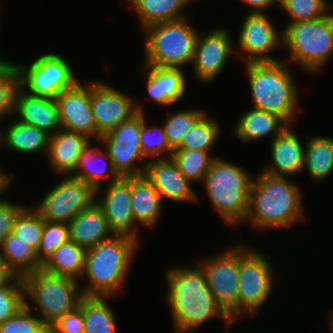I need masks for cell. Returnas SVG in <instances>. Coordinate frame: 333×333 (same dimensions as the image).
Wrapping results in <instances>:
<instances>
[{
	"mask_svg": "<svg viewBox=\"0 0 333 333\" xmlns=\"http://www.w3.org/2000/svg\"><path fill=\"white\" fill-rule=\"evenodd\" d=\"M160 124L149 125L145 112V122L141 127L140 142L143 155L148 161L171 157L174 151L167 142L163 124Z\"/></svg>",
	"mask_w": 333,
	"mask_h": 333,
	"instance_id": "obj_39",
	"label": "cell"
},
{
	"mask_svg": "<svg viewBox=\"0 0 333 333\" xmlns=\"http://www.w3.org/2000/svg\"><path fill=\"white\" fill-rule=\"evenodd\" d=\"M92 141L82 152L78 166L72 176L89 184L95 191L121 177L114 170L111 158L99 142ZM95 144V145H94ZM105 181V182H104Z\"/></svg>",
	"mask_w": 333,
	"mask_h": 333,
	"instance_id": "obj_27",
	"label": "cell"
},
{
	"mask_svg": "<svg viewBox=\"0 0 333 333\" xmlns=\"http://www.w3.org/2000/svg\"><path fill=\"white\" fill-rule=\"evenodd\" d=\"M330 312H328L329 314H327V321H328V326H329V330L333 333V310H329Z\"/></svg>",
	"mask_w": 333,
	"mask_h": 333,
	"instance_id": "obj_51",
	"label": "cell"
},
{
	"mask_svg": "<svg viewBox=\"0 0 333 333\" xmlns=\"http://www.w3.org/2000/svg\"><path fill=\"white\" fill-rule=\"evenodd\" d=\"M304 169L313 183H320L333 172V137L311 135L306 137Z\"/></svg>",
	"mask_w": 333,
	"mask_h": 333,
	"instance_id": "obj_30",
	"label": "cell"
},
{
	"mask_svg": "<svg viewBox=\"0 0 333 333\" xmlns=\"http://www.w3.org/2000/svg\"><path fill=\"white\" fill-rule=\"evenodd\" d=\"M131 205L135 224L151 230L158 226L163 217V202L160 194L145 177H131Z\"/></svg>",
	"mask_w": 333,
	"mask_h": 333,
	"instance_id": "obj_26",
	"label": "cell"
},
{
	"mask_svg": "<svg viewBox=\"0 0 333 333\" xmlns=\"http://www.w3.org/2000/svg\"><path fill=\"white\" fill-rule=\"evenodd\" d=\"M28 63L19 62L15 66L19 86L34 96L55 99L62 91L74 87L81 80L68 59L60 53H40Z\"/></svg>",
	"mask_w": 333,
	"mask_h": 333,
	"instance_id": "obj_10",
	"label": "cell"
},
{
	"mask_svg": "<svg viewBox=\"0 0 333 333\" xmlns=\"http://www.w3.org/2000/svg\"><path fill=\"white\" fill-rule=\"evenodd\" d=\"M32 205V203L26 205L18 213L14 220L12 233L37 251L42 238L44 220Z\"/></svg>",
	"mask_w": 333,
	"mask_h": 333,
	"instance_id": "obj_38",
	"label": "cell"
},
{
	"mask_svg": "<svg viewBox=\"0 0 333 333\" xmlns=\"http://www.w3.org/2000/svg\"><path fill=\"white\" fill-rule=\"evenodd\" d=\"M329 0H278V9L287 15V23L320 19L333 11Z\"/></svg>",
	"mask_w": 333,
	"mask_h": 333,
	"instance_id": "obj_37",
	"label": "cell"
},
{
	"mask_svg": "<svg viewBox=\"0 0 333 333\" xmlns=\"http://www.w3.org/2000/svg\"><path fill=\"white\" fill-rule=\"evenodd\" d=\"M1 123H3V122H0V148H4L5 147V128L4 127L1 128Z\"/></svg>",
	"mask_w": 333,
	"mask_h": 333,
	"instance_id": "obj_50",
	"label": "cell"
},
{
	"mask_svg": "<svg viewBox=\"0 0 333 333\" xmlns=\"http://www.w3.org/2000/svg\"><path fill=\"white\" fill-rule=\"evenodd\" d=\"M241 243H239L238 321L245 317L252 319L260 315V310L274 294L279 278L276 266L267 254L265 255L262 250L259 251L257 247L250 246L248 242Z\"/></svg>",
	"mask_w": 333,
	"mask_h": 333,
	"instance_id": "obj_9",
	"label": "cell"
},
{
	"mask_svg": "<svg viewBox=\"0 0 333 333\" xmlns=\"http://www.w3.org/2000/svg\"><path fill=\"white\" fill-rule=\"evenodd\" d=\"M172 159L180 172L192 183H203L211 164L218 155L198 150L175 149Z\"/></svg>",
	"mask_w": 333,
	"mask_h": 333,
	"instance_id": "obj_35",
	"label": "cell"
},
{
	"mask_svg": "<svg viewBox=\"0 0 333 333\" xmlns=\"http://www.w3.org/2000/svg\"><path fill=\"white\" fill-rule=\"evenodd\" d=\"M215 254L196 259L203 268L216 303L235 323L238 320L239 242Z\"/></svg>",
	"mask_w": 333,
	"mask_h": 333,
	"instance_id": "obj_11",
	"label": "cell"
},
{
	"mask_svg": "<svg viewBox=\"0 0 333 333\" xmlns=\"http://www.w3.org/2000/svg\"><path fill=\"white\" fill-rule=\"evenodd\" d=\"M293 177L274 176L259 171L250 191L245 222L258 232L293 228L306 221L302 189ZM258 230V231H257Z\"/></svg>",
	"mask_w": 333,
	"mask_h": 333,
	"instance_id": "obj_2",
	"label": "cell"
},
{
	"mask_svg": "<svg viewBox=\"0 0 333 333\" xmlns=\"http://www.w3.org/2000/svg\"><path fill=\"white\" fill-rule=\"evenodd\" d=\"M289 125L281 134L269 142L271 162L261 171L274 176L295 177L304 170L306 138L304 141Z\"/></svg>",
	"mask_w": 333,
	"mask_h": 333,
	"instance_id": "obj_21",
	"label": "cell"
},
{
	"mask_svg": "<svg viewBox=\"0 0 333 333\" xmlns=\"http://www.w3.org/2000/svg\"><path fill=\"white\" fill-rule=\"evenodd\" d=\"M237 122V123H236ZM230 133L242 143L258 142L271 137L272 142L289 124L280 116L251 106L242 112Z\"/></svg>",
	"mask_w": 333,
	"mask_h": 333,
	"instance_id": "obj_24",
	"label": "cell"
},
{
	"mask_svg": "<svg viewBox=\"0 0 333 333\" xmlns=\"http://www.w3.org/2000/svg\"><path fill=\"white\" fill-rule=\"evenodd\" d=\"M12 117L21 123L43 129L49 135L61 129L56 100L31 95L20 86L15 93Z\"/></svg>",
	"mask_w": 333,
	"mask_h": 333,
	"instance_id": "obj_22",
	"label": "cell"
},
{
	"mask_svg": "<svg viewBox=\"0 0 333 333\" xmlns=\"http://www.w3.org/2000/svg\"><path fill=\"white\" fill-rule=\"evenodd\" d=\"M55 100L61 129L85 135L94 142L99 141L91 109L90 81L80 80L74 87L62 91Z\"/></svg>",
	"mask_w": 333,
	"mask_h": 333,
	"instance_id": "obj_18",
	"label": "cell"
},
{
	"mask_svg": "<svg viewBox=\"0 0 333 333\" xmlns=\"http://www.w3.org/2000/svg\"><path fill=\"white\" fill-rule=\"evenodd\" d=\"M60 177L33 208L44 221L68 224L95 201V190L72 175Z\"/></svg>",
	"mask_w": 333,
	"mask_h": 333,
	"instance_id": "obj_13",
	"label": "cell"
},
{
	"mask_svg": "<svg viewBox=\"0 0 333 333\" xmlns=\"http://www.w3.org/2000/svg\"><path fill=\"white\" fill-rule=\"evenodd\" d=\"M1 9H2V6H1V3H0V19H2V18H1V16H2ZM0 21H1V20H0Z\"/></svg>",
	"mask_w": 333,
	"mask_h": 333,
	"instance_id": "obj_53",
	"label": "cell"
},
{
	"mask_svg": "<svg viewBox=\"0 0 333 333\" xmlns=\"http://www.w3.org/2000/svg\"><path fill=\"white\" fill-rule=\"evenodd\" d=\"M25 307V290L22 277L14 276L0 288V324Z\"/></svg>",
	"mask_w": 333,
	"mask_h": 333,
	"instance_id": "obj_40",
	"label": "cell"
},
{
	"mask_svg": "<svg viewBox=\"0 0 333 333\" xmlns=\"http://www.w3.org/2000/svg\"><path fill=\"white\" fill-rule=\"evenodd\" d=\"M145 112H138L131 119L100 136L99 143L111 158L114 170L120 177L142 176L148 160L140 142Z\"/></svg>",
	"mask_w": 333,
	"mask_h": 333,
	"instance_id": "obj_12",
	"label": "cell"
},
{
	"mask_svg": "<svg viewBox=\"0 0 333 333\" xmlns=\"http://www.w3.org/2000/svg\"><path fill=\"white\" fill-rule=\"evenodd\" d=\"M141 26V32L154 24L179 20L189 16L187 7L197 0H124ZM184 11V12H183Z\"/></svg>",
	"mask_w": 333,
	"mask_h": 333,
	"instance_id": "obj_28",
	"label": "cell"
},
{
	"mask_svg": "<svg viewBox=\"0 0 333 333\" xmlns=\"http://www.w3.org/2000/svg\"><path fill=\"white\" fill-rule=\"evenodd\" d=\"M144 75L145 90L148 96L145 101H151L159 107H171L183 101L187 94L188 82L186 70L182 68H162L153 65H141Z\"/></svg>",
	"mask_w": 333,
	"mask_h": 333,
	"instance_id": "obj_20",
	"label": "cell"
},
{
	"mask_svg": "<svg viewBox=\"0 0 333 333\" xmlns=\"http://www.w3.org/2000/svg\"><path fill=\"white\" fill-rule=\"evenodd\" d=\"M43 333H56V332L50 327H48Z\"/></svg>",
	"mask_w": 333,
	"mask_h": 333,
	"instance_id": "obj_52",
	"label": "cell"
},
{
	"mask_svg": "<svg viewBox=\"0 0 333 333\" xmlns=\"http://www.w3.org/2000/svg\"><path fill=\"white\" fill-rule=\"evenodd\" d=\"M22 280L25 306L33 312L36 310L35 314L47 327L73 312L84 297L79 281L43 269L24 275Z\"/></svg>",
	"mask_w": 333,
	"mask_h": 333,
	"instance_id": "obj_7",
	"label": "cell"
},
{
	"mask_svg": "<svg viewBox=\"0 0 333 333\" xmlns=\"http://www.w3.org/2000/svg\"><path fill=\"white\" fill-rule=\"evenodd\" d=\"M248 8L247 13L266 14L268 9L278 7V0H238Z\"/></svg>",
	"mask_w": 333,
	"mask_h": 333,
	"instance_id": "obj_46",
	"label": "cell"
},
{
	"mask_svg": "<svg viewBox=\"0 0 333 333\" xmlns=\"http://www.w3.org/2000/svg\"><path fill=\"white\" fill-rule=\"evenodd\" d=\"M70 241L88 250L101 241L115 235L108 224L102 208L94 201L79 212L69 223Z\"/></svg>",
	"mask_w": 333,
	"mask_h": 333,
	"instance_id": "obj_25",
	"label": "cell"
},
{
	"mask_svg": "<svg viewBox=\"0 0 333 333\" xmlns=\"http://www.w3.org/2000/svg\"><path fill=\"white\" fill-rule=\"evenodd\" d=\"M282 49L289 53L288 60H283L294 62L307 75L323 72L333 58V12L320 19L286 23L282 27Z\"/></svg>",
	"mask_w": 333,
	"mask_h": 333,
	"instance_id": "obj_6",
	"label": "cell"
},
{
	"mask_svg": "<svg viewBox=\"0 0 333 333\" xmlns=\"http://www.w3.org/2000/svg\"><path fill=\"white\" fill-rule=\"evenodd\" d=\"M2 53H0V73L3 72L11 63L12 61H8L7 59L2 58Z\"/></svg>",
	"mask_w": 333,
	"mask_h": 333,
	"instance_id": "obj_49",
	"label": "cell"
},
{
	"mask_svg": "<svg viewBox=\"0 0 333 333\" xmlns=\"http://www.w3.org/2000/svg\"><path fill=\"white\" fill-rule=\"evenodd\" d=\"M110 297L84 296L79 306L83 310L84 333H119L115 310Z\"/></svg>",
	"mask_w": 333,
	"mask_h": 333,
	"instance_id": "obj_33",
	"label": "cell"
},
{
	"mask_svg": "<svg viewBox=\"0 0 333 333\" xmlns=\"http://www.w3.org/2000/svg\"><path fill=\"white\" fill-rule=\"evenodd\" d=\"M104 186L95 191V201L102 208L111 231L140 241V228L135 224L131 205V177H121Z\"/></svg>",
	"mask_w": 333,
	"mask_h": 333,
	"instance_id": "obj_17",
	"label": "cell"
},
{
	"mask_svg": "<svg viewBox=\"0 0 333 333\" xmlns=\"http://www.w3.org/2000/svg\"><path fill=\"white\" fill-rule=\"evenodd\" d=\"M140 242L125 235H113L86 250L80 281L86 297H113L123 292ZM83 278L85 281H83Z\"/></svg>",
	"mask_w": 333,
	"mask_h": 333,
	"instance_id": "obj_3",
	"label": "cell"
},
{
	"mask_svg": "<svg viewBox=\"0 0 333 333\" xmlns=\"http://www.w3.org/2000/svg\"><path fill=\"white\" fill-rule=\"evenodd\" d=\"M206 112L186 133L181 144L176 149L198 150L212 153L220 140L221 126L216 118Z\"/></svg>",
	"mask_w": 333,
	"mask_h": 333,
	"instance_id": "obj_34",
	"label": "cell"
},
{
	"mask_svg": "<svg viewBox=\"0 0 333 333\" xmlns=\"http://www.w3.org/2000/svg\"><path fill=\"white\" fill-rule=\"evenodd\" d=\"M50 328L56 333H84L82 308L79 306L73 312L67 313Z\"/></svg>",
	"mask_w": 333,
	"mask_h": 333,
	"instance_id": "obj_45",
	"label": "cell"
},
{
	"mask_svg": "<svg viewBox=\"0 0 333 333\" xmlns=\"http://www.w3.org/2000/svg\"><path fill=\"white\" fill-rule=\"evenodd\" d=\"M195 265H174L164 271V302L169 309L174 333H195L210 320H220L228 333L234 322L216 303L203 268Z\"/></svg>",
	"mask_w": 333,
	"mask_h": 333,
	"instance_id": "obj_1",
	"label": "cell"
},
{
	"mask_svg": "<svg viewBox=\"0 0 333 333\" xmlns=\"http://www.w3.org/2000/svg\"><path fill=\"white\" fill-rule=\"evenodd\" d=\"M214 27V28H213ZM206 31V34L199 32L191 68L193 77L200 84H214L221 73L224 72L226 65L235 53V39L232 32L224 26H213ZM234 41V42H233Z\"/></svg>",
	"mask_w": 333,
	"mask_h": 333,
	"instance_id": "obj_15",
	"label": "cell"
},
{
	"mask_svg": "<svg viewBox=\"0 0 333 333\" xmlns=\"http://www.w3.org/2000/svg\"><path fill=\"white\" fill-rule=\"evenodd\" d=\"M99 80V81H98ZM90 81V102L97 133L102 136L128 121L138 112H146L134 96L100 79Z\"/></svg>",
	"mask_w": 333,
	"mask_h": 333,
	"instance_id": "obj_16",
	"label": "cell"
},
{
	"mask_svg": "<svg viewBox=\"0 0 333 333\" xmlns=\"http://www.w3.org/2000/svg\"><path fill=\"white\" fill-rule=\"evenodd\" d=\"M10 120V122H9ZM5 127L6 151L16 154L47 156L50 135L43 129L10 117Z\"/></svg>",
	"mask_w": 333,
	"mask_h": 333,
	"instance_id": "obj_29",
	"label": "cell"
},
{
	"mask_svg": "<svg viewBox=\"0 0 333 333\" xmlns=\"http://www.w3.org/2000/svg\"><path fill=\"white\" fill-rule=\"evenodd\" d=\"M26 205L7 199L0 203V246L3 240L13 231V224L18 213Z\"/></svg>",
	"mask_w": 333,
	"mask_h": 333,
	"instance_id": "obj_44",
	"label": "cell"
},
{
	"mask_svg": "<svg viewBox=\"0 0 333 333\" xmlns=\"http://www.w3.org/2000/svg\"><path fill=\"white\" fill-rule=\"evenodd\" d=\"M92 142L87 136L60 129L50 135L46 163L53 174L72 175L82 152Z\"/></svg>",
	"mask_w": 333,
	"mask_h": 333,
	"instance_id": "obj_23",
	"label": "cell"
},
{
	"mask_svg": "<svg viewBox=\"0 0 333 333\" xmlns=\"http://www.w3.org/2000/svg\"><path fill=\"white\" fill-rule=\"evenodd\" d=\"M0 259L15 276L19 277L40 270L43 266L36 250L13 233L4 239L0 246Z\"/></svg>",
	"mask_w": 333,
	"mask_h": 333,
	"instance_id": "obj_31",
	"label": "cell"
},
{
	"mask_svg": "<svg viewBox=\"0 0 333 333\" xmlns=\"http://www.w3.org/2000/svg\"><path fill=\"white\" fill-rule=\"evenodd\" d=\"M15 275L7 268L0 259V288L6 285Z\"/></svg>",
	"mask_w": 333,
	"mask_h": 333,
	"instance_id": "obj_48",
	"label": "cell"
},
{
	"mask_svg": "<svg viewBox=\"0 0 333 333\" xmlns=\"http://www.w3.org/2000/svg\"><path fill=\"white\" fill-rule=\"evenodd\" d=\"M253 175L241 165L215 157L203 180V190L218 218L230 228L242 225L248 214Z\"/></svg>",
	"mask_w": 333,
	"mask_h": 333,
	"instance_id": "obj_5",
	"label": "cell"
},
{
	"mask_svg": "<svg viewBox=\"0 0 333 333\" xmlns=\"http://www.w3.org/2000/svg\"><path fill=\"white\" fill-rule=\"evenodd\" d=\"M241 22L235 53L243 64L279 61L273 54L282 49V29L275 26L270 15L246 13Z\"/></svg>",
	"mask_w": 333,
	"mask_h": 333,
	"instance_id": "obj_14",
	"label": "cell"
},
{
	"mask_svg": "<svg viewBox=\"0 0 333 333\" xmlns=\"http://www.w3.org/2000/svg\"><path fill=\"white\" fill-rule=\"evenodd\" d=\"M206 113L202 108L199 109H178L168 112L164 117L163 128L165 129L166 139L170 147L175 150L182 142L190 128Z\"/></svg>",
	"mask_w": 333,
	"mask_h": 333,
	"instance_id": "obj_36",
	"label": "cell"
},
{
	"mask_svg": "<svg viewBox=\"0 0 333 333\" xmlns=\"http://www.w3.org/2000/svg\"><path fill=\"white\" fill-rule=\"evenodd\" d=\"M289 65L282 59L244 64L251 93V106L272 112L289 125H294L299 117L301 91Z\"/></svg>",
	"mask_w": 333,
	"mask_h": 333,
	"instance_id": "obj_4",
	"label": "cell"
},
{
	"mask_svg": "<svg viewBox=\"0 0 333 333\" xmlns=\"http://www.w3.org/2000/svg\"><path fill=\"white\" fill-rule=\"evenodd\" d=\"M70 240L67 223L44 221L42 238L37 249L39 261L43 264L54 251Z\"/></svg>",
	"mask_w": 333,
	"mask_h": 333,
	"instance_id": "obj_41",
	"label": "cell"
},
{
	"mask_svg": "<svg viewBox=\"0 0 333 333\" xmlns=\"http://www.w3.org/2000/svg\"><path fill=\"white\" fill-rule=\"evenodd\" d=\"M7 171L0 165V203L7 200L4 197L2 198V196H4L6 192L10 189L13 182H15L14 179L16 178L13 172L9 170Z\"/></svg>",
	"mask_w": 333,
	"mask_h": 333,
	"instance_id": "obj_47",
	"label": "cell"
},
{
	"mask_svg": "<svg viewBox=\"0 0 333 333\" xmlns=\"http://www.w3.org/2000/svg\"><path fill=\"white\" fill-rule=\"evenodd\" d=\"M19 87V75L12 62L0 73V122L13 116L14 99Z\"/></svg>",
	"mask_w": 333,
	"mask_h": 333,
	"instance_id": "obj_42",
	"label": "cell"
},
{
	"mask_svg": "<svg viewBox=\"0 0 333 333\" xmlns=\"http://www.w3.org/2000/svg\"><path fill=\"white\" fill-rule=\"evenodd\" d=\"M189 19L185 17L162 22L143 30L141 32L144 45L142 64L182 69L191 65L200 31L193 27Z\"/></svg>",
	"mask_w": 333,
	"mask_h": 333,
	"instance_id": "obj_8",
	"label": "cell"
},
{
	"mask_svg": "<svg viewBox=\"0 0 333 333\" xmlns=\"http://www.w3.org/2000/svg\"><path fill=\"white\" fill-rule=\"evenodd\" d=\"M160 194L163 204L165 200L196 204L200 198L193 184L180 172L172 157L149 160L144 173Z\"/></svg>",
	"mask_w": 333,
	"mask_h": 333,
	"instance_id": "obj_19",
	"label": "cell"
},
{
	"mask_svg": "<svg viewBox=\"0 0 333 333\" xmlns=\"http://www.w3.org/2000/svg\"><path fill=\"white\" fill-rule=\"evenodd\" d=\"M85 255L84 248L69 240L54 251L43 263L42 269L53 275L80 281L84 271Z\"/></svg>",
	"mask_w": 333,
	"mask_h": 333,
	"instance_id": "obj_32",
	"label": "cell"
},
{
	"mask_svg": "<svg viewBox=\"0 0 333 333\" xmlns=\"http://www.w3.org/2000/svg\"><path fill=\"white\" fill-rule=\"evenodd\" d=\"M35 312L23 307L16 315L0 324V333H43L48 327Z\"/></svg>",
	"mask_w": 333,
	"mask_h": 333,
	"instance_id": "obj_43",
	"label": "cell"
}]
</instances>
